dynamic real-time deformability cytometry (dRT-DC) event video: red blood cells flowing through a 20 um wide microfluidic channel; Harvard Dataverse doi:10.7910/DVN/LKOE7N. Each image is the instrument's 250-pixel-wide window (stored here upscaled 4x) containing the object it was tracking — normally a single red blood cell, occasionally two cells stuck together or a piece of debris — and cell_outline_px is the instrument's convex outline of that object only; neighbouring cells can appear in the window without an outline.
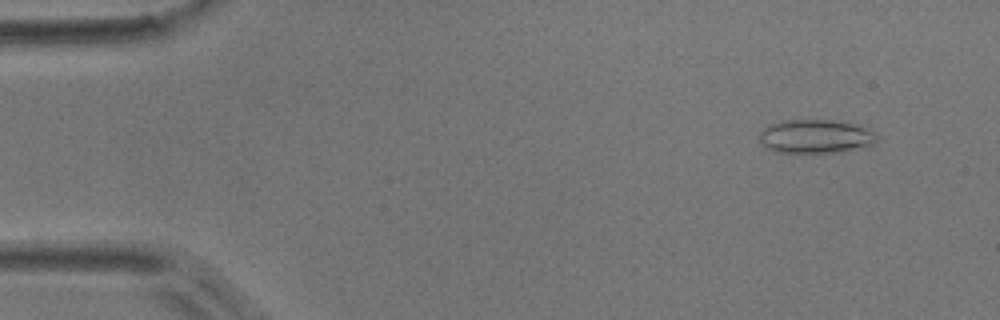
{"species": "common noctule bat (a hibernating species)", "species_latin": "Nyctalus noctula", "temperature_condition": "room temperature", "stored_images_in_passage": 5, "camera_frame_rate_fps": 3000, "um_per_image_px": 0.085, "animal": {"sex": "male", "body_mass_g": 17.9}, "frame": {"image": 1, "passage_image": 5, "time_ms": 5.667, "image_size_px": [1000, 320], "cell_outline_px": [[876, 140], [868, 148], [840, 152], [776, 152], [760, 144], [760, 132], [768, 124], [784, 120], [836, 120], [860, 124], [872, 128], [876, 132]], "centroid_in_image_um": [69.4, 11.58], "position_along_channel_um": 15.6, "area_um2": 23.64}}